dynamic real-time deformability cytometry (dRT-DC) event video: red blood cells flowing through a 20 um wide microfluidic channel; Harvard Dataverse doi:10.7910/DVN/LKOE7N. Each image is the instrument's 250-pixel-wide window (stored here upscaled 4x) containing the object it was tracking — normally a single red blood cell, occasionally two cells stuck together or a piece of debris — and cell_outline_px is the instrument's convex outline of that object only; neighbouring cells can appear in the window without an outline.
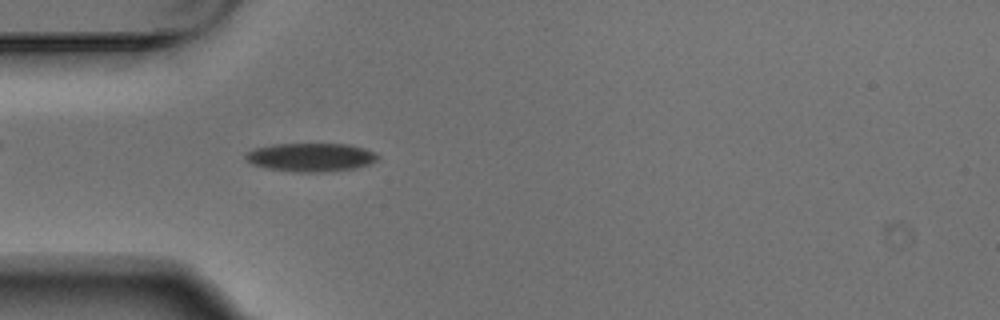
{"species": "Egyptian fruit bat (a non-hibernating species)", "species_latin": "Rousettus aegyptiacus", "temperature_condition": "warm", "stored_images_in_passage": 4, "camera_frame_rate_fps": 3000, "um_per_image_px": 0.085, "animal": {"sex": "male"}, "frame": {"image": 1, "passage_image": 4, "time_ms": 1.0, "image_size_px": [1000, 320], "cell_outline_px": [[380, 156], [376, 160], [368, 164], [356, 168], [324, 172], [292, 172], [268, 168], [252, 164], [244, 156], [248, 152], [256, 148], [272, 144], [348, 144], [364, 148], [376, 152]], "centroid_in_image_um": [26.45, 13.37], "position_along_channel_um": 58.6, "area_um2": 21.91}}